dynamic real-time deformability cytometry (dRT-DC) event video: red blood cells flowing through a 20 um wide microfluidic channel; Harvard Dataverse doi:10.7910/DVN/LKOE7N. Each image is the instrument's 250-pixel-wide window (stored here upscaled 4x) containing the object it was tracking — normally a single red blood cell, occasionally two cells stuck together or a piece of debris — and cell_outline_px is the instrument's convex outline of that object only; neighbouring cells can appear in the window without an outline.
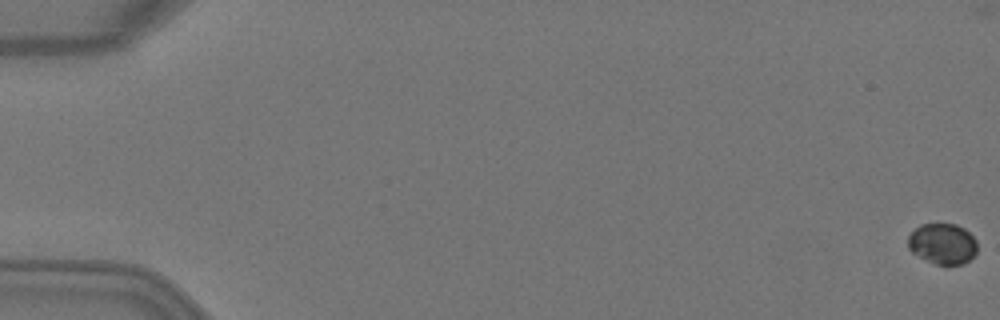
{"species": "Egyptian fruit bat (a non-hibernating species)", "species_latin": "Rousettus aegyptiacus", "temperature_condition": "warm", "stored_images_in_passage": 3, "camera_frame_rate_fps": 3000, "um_per_image_px": 0.085, "animal": {"sex": "female"}, "frame": {"image": 1, "passage_image": 1, "time_ms": 0.0, "image_size_px": [1000, 320], "cell_outline_px": [[976, 252], [964, 264], [936, 264], [912, 252], [908, 248], [908, 236], [920, 224], [956, 224], [964, 228], [976, 240]], "centroid_in_image_um": [80.11, 20.7], "position_along_channel_um": 4.9, "area_um2": 16.18}}